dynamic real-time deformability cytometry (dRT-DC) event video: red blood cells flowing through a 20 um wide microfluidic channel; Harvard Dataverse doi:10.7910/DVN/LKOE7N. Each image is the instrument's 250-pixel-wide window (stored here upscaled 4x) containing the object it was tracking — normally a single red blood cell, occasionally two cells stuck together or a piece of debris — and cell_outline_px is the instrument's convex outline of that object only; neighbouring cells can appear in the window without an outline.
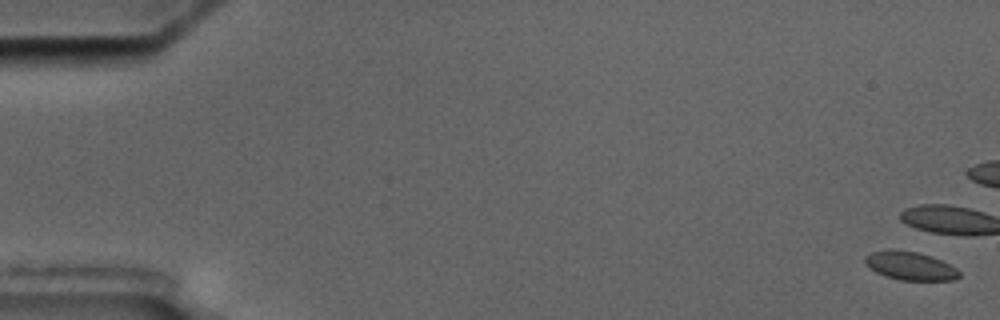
{"species": "common noctule bat (a hibernating species)", "species_latin": "Nyctalus noctula", "temperature_condition": "cold", "stored_images_in_passage": 6, "camera_frame_rate_fps": 3000, "um_per_image_px": 0.085, "animal": {"sex": "male", "body_mass_g": 17.5, "forearm_length_mm": 52.3}, "frame": {"image": 1, "passage_image": 1, "time_ms": 0.0, "image_size_px": [1000, 320], "cell_outline_px": [[960, 276], [952, 280], [900, 280], [876, 272], [864, 264], [864, 256], [872, 252], [888, 248], [916, 252], [940, 260], [956, 268], [960, 272]], "centroid_in_image_um": [77.31, 22.59], "position_along_channel_um": 7.7, "area_um2": 15.49}}
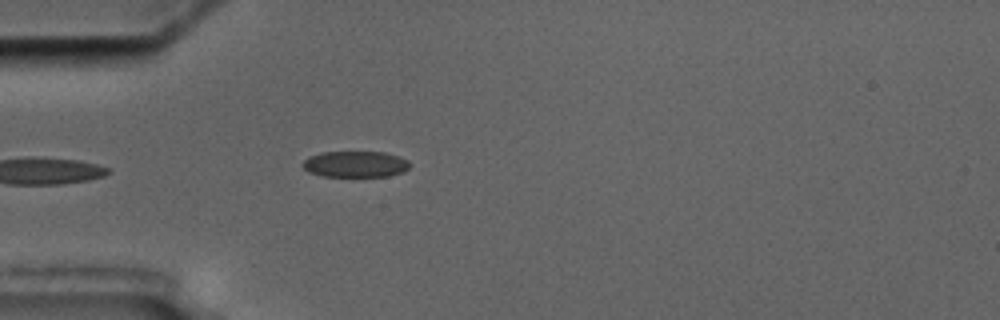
{"frame": {"image": 2, "passage_image": 6, "time_ms": 7.0, "image_size_px": [1000, 320], "cell_outline_px": [[412, 164], [404, 172], [388, 176], [324, 176], [308, 172], [300, 164], [308, 156], [324, 152], [384, 152], [408, 160]], "centroid_in_image_um": [30.2, 13.95], "position_along_channel_um": 54.8, "area_um2": 16.36}}